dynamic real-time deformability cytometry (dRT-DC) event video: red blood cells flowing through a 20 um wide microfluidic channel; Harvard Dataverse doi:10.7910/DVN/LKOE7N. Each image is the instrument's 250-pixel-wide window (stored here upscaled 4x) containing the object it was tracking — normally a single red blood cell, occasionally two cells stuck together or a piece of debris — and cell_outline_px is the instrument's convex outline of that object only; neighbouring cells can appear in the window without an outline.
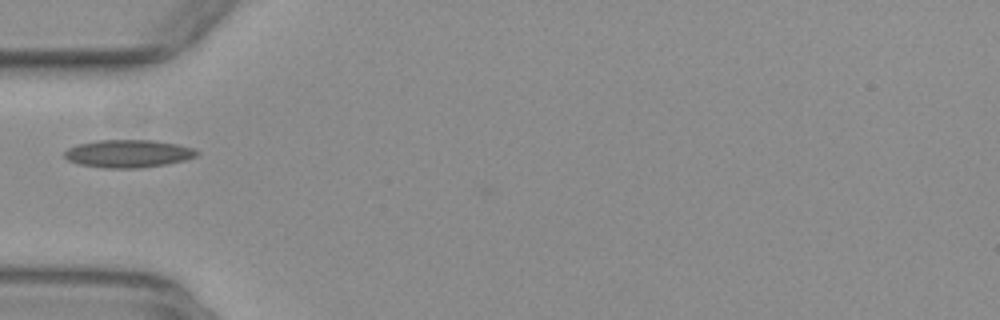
{"species": "common noctule bat (a hibernating species)", "species_latin": "Nyctalus noctula", "temperature_condition": "warm", "stored_images_in_passage": 30, "camera_frame_rate_fps": 3000, "um_per_image_px": 0.085, "animal": {"sex": "female", "body_mass_g": 29.2, "forearm_length_mm": 56.3}, "frame": {"image": 1, "passage_image": 1, "time_ms": 0.0, "image_size_px": [1000, 320], "cell_outline_px": [[200, 152], [196, 156], [184, 160], [164, 164], [140, 168], [104, 168], [80, 164], [68, 160], [64, 156], [64, 152], [68, 148], [76, 144], [96, 140], [152, 140], [176, 144], [196, 148]], "centroid_in_image_um": [10.89, 13.05], "position_along_channel_um": 74.1, "area_um2": 21.44}}
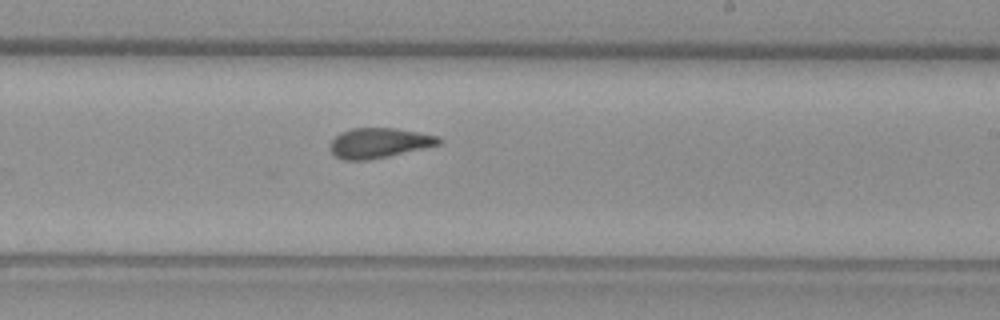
{"frame": {"image": 2, "passage_image": 15, "time_ms": 4.667, "image_size_px": [1000, 320], "cell_outline_px": [[444, 140], [440, 144], [424, 148], [388, 156], [368, 160], [344, 160], [336, 156], [328, 148], [328, 144], [340, 132], [352, 128], [396, 128], [440, 136]], "centroid_in_image_um": [32.22, 12.14], "position_along_channel_um": 256.8, "area_um2": 19.13}}
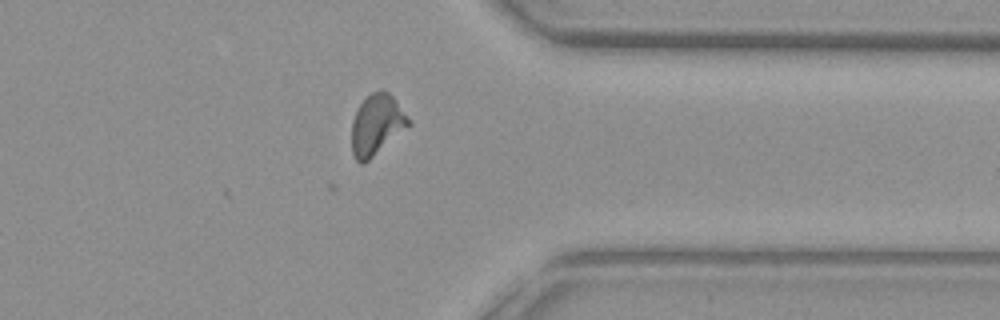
{"frame": {"image": 3, "passage_image": 25, "time_ms": 8.0, "image_size_px": [1000, 320], "cell_outline_px": [[412, 124], [364, 164], [360, 164], [356, 160], [352, 152], [352, 120], [360, 104], [372, 92], [380, 88], [388, 92], [392, 96], [412, 120]], "centroid_in_image_um": [32.04, 10.6], "position_along_channel_um": 379.4, "area_um2": 20.17}}